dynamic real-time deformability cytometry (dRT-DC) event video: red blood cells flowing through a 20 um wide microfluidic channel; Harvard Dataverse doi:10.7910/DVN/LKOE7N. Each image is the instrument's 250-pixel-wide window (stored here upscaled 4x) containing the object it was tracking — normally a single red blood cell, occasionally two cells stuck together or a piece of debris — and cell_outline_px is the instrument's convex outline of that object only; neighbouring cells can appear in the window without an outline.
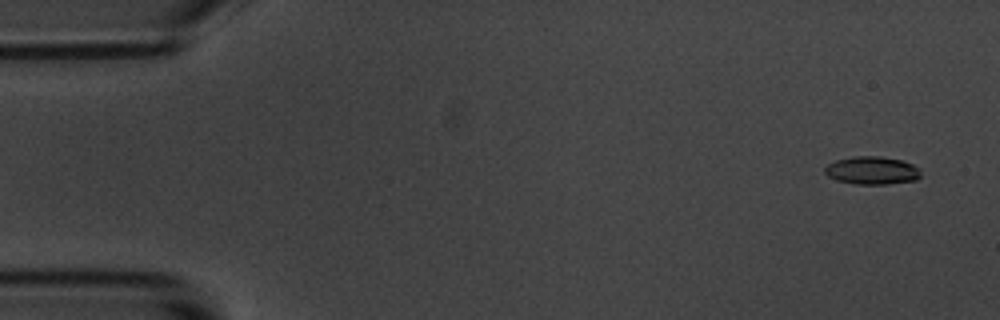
{"species": "common noctule bat (a hibernating species)", "species_latin": "Nyctalus noctula", "temperature_condition": "room temperature", "stored_images_in_passage": 4, "camera_frame_rate_fps": 3000, "um_per_image_px": 0.085, "animal": {"sex": "male", "body_mass_g": 20.1, "forearm_length_mm": 53.5}, "frame": {"image": 1, "passage_image": 1, "time_ms": 0.0, "image_size_px": [1000, 320], "cell_outline_px": [[920, 176], [916, 180], [884, 184], [856, 184], [836, 180], [828, 176], [824, 172], [824, 168], [828, 164], [836, 160], [852, 156], [880, 156], [900, 160], [912, 164], [920, 168]], "centroid_in_image_um": [74.1, 14.48], "position_along_channel_um": 10.9, "area_um2": 15.61}}